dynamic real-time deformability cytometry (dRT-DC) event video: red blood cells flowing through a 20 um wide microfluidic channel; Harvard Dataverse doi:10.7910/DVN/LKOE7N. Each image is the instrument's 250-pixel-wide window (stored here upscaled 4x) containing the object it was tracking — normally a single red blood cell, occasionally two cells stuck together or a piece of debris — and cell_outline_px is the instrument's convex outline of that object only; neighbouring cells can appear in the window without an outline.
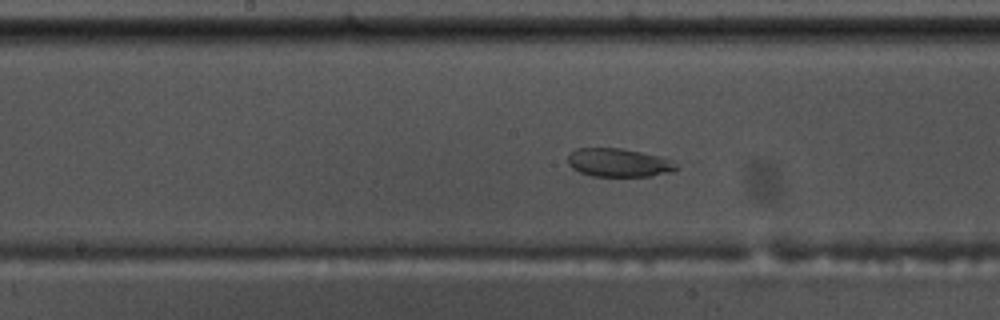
{"species": "common noctule bat (a hibernating species)", "species_latin": "Nyctalus noctula", "temperature_condition": "warm", "stored_images_in_passage": 17, "camera_frame_rate_fps": 3000, "um_per_image_px": 0.085, "animal": {"sex": "male", "body_mass_g": 17.5, "forearm_length_mm": 52.3}, "frame": {"image": 1, "passage_image": 15, "time_ms": 4.667, "image_size_px": [1000, 320], "cell_outline_px": [[680, 168], [672, 172], [652, 176], [592, 176], [580, 172], [572, 168], [568, 164], [568, 156], [576, 148], [624, 148], [660, 156], [672, 160]], "centroid_in_image_um": [52.63, 13.82], "position_along_channel_um": 195.6, "area_um2": 18.15}}